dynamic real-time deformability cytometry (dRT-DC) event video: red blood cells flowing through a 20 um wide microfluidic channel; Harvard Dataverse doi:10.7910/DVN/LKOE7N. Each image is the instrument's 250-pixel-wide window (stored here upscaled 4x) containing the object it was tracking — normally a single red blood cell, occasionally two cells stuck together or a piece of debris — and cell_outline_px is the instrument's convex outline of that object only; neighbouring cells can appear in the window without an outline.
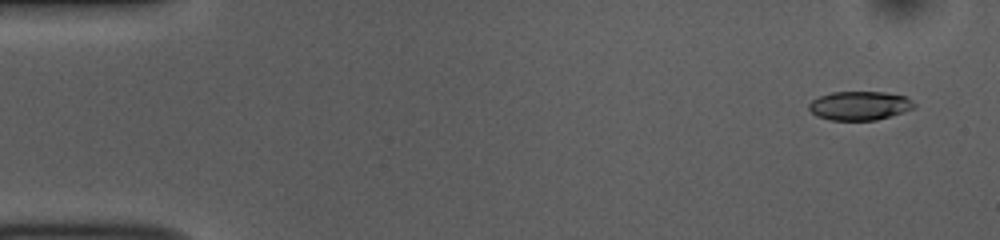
{"species": "common noctule bat (a hibernating species)", "species_latin": "Nyctalus noctula", "temperature_condition": "room temperature", "stored_images_in_passage": 50, "camera_frame_rate_fps": 3000, "um_per_image_px": 0.085, "animal": {"sex": "female", "body_mass_g": 10.0, "forearm_length_mm": 53.1}, "frame": {"image": 1, "passage_image": 1, "time_ms": 0.0, "image_size_px": [1000, 240], "cell_outline_px": [[916, 108], [876, 120], [828, 120], [816, 116], [808, 108], [808, 104], [812, 100], [820, 96], [832, 92], [884, 92], [904, 96], [912, 100], [916, 104]], "centroid_in_image_um": [73.06, 8.98], "position_along_channel_um": 11.9, "area_um2": 17.74}}
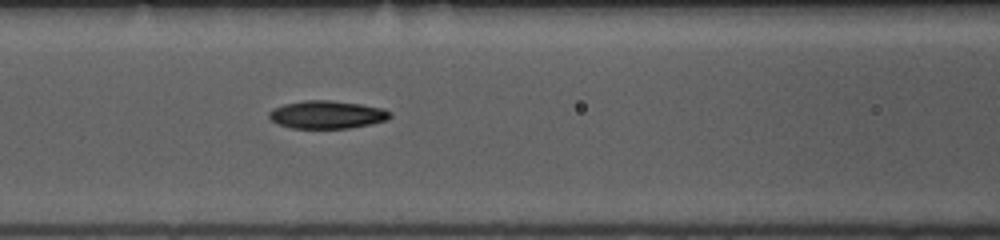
{"frame": {"image": 2, "passage_image": 20, "time_ms": 6.333, "image_size_px": [1000, 240], "cell_outline_px": [[392, 116], [388, 120], [348, 128], [292, 128], [280, 124], [272, 120], [268, 116], [268, 112], [272, 108], [284, 104], [304, 100], [328, 100], [360, 104], [380, 108], [392, 112]], "centroid_in_image_um": [27.78, 9.74], "position_along_channel_um": 138.8, "area_um2": 19.54}}
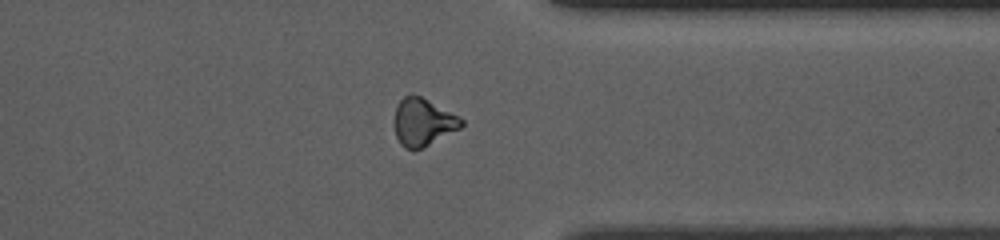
{"frame": {"image": 3, "passage_image": 39, "time_ms": 12.667, "image_size_px": [1000, 240], "cell_outline_px": [[464, 124], [460, 128], [420, 148], [404, 148], [400, 144], [396, 136], [392, 124], [392, 120], [396, 108], [400, 100], [404, 96], [412, 92], [460, 116], [464, 120]], "centroid_in_image_um": [35.91, 10.34], "position_along_channel_um": 375.5, "area_um2": 18.61}}